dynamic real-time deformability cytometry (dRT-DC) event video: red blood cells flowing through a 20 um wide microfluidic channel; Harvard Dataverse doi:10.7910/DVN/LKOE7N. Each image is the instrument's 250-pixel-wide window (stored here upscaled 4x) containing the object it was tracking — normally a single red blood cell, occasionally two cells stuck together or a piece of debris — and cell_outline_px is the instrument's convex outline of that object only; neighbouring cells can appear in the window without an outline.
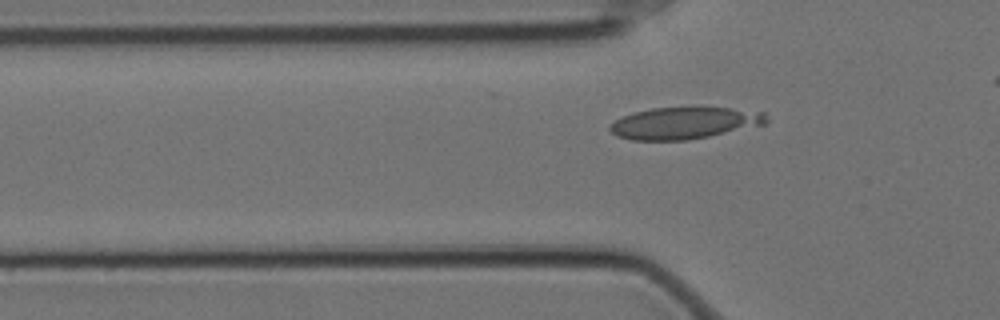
{"species": "Egyptian fruit bat (a non-hibernating species)", "species_latin": "Rousettus aegyptiacus", "temperature_condition": "cold", "stored_images_in_passage": 34, "camera_frame_rate_fps": 3000, "um_per_image_px": 0.085, "animal": {"sex": "female"}, "frame": {"image": 1, "passage_image": 2, "time_ms": 0.333, "image_size_px": [1000, 320], "cell_outline_px": [[768, 120], [764, 124], [708, 136], [688, 140], [632, 140], [616, 136], [608, 128], [608, 124], [632, 112], [652, 108], [728, 108], [764, 112], [768, 116]], "centroid_in_image_um": [58.12, 10.46], "position_along_channel_um": 67.7, "area_um2": 28.73}}